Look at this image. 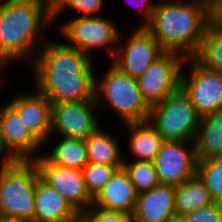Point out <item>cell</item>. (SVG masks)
<instances>
[{
    "label": "cell",
    "mask_w": 222,
    "mask_h": 222,
    "mask_svg": "<svg viewBox=\"0 0 222 222\" xmlns=\"http://www.w3.org/2000/svg\"><path fill=\"white\" fill-rule=\"evenodd\" d=\"M92 59L65 42L48 38L31 66L34 87L52 104L95 100Z\"/></svg>",
    "instance_id": "obj_1"
},
{
    "label": "cell",
    "mask_w": 222,
    "mask_h": 222,
    "mask_svg": "<svg viewBox=\"0 0 222 222\" xmlns=\"http://www.w3.org/2000/svg\"><path fill=\"white\" fill-rule=\"evenodd\" d=\"M213 16L203 0H159L144 28L165 52L194 57Z\"/></svg>",
    "instance_id": "obj_2"
},
{
    "label": "cell",
    "mask_w": 222,
    "mask_h": 222,
    "mask_svg": "<svg viewBox=\"0 0 222 222\" xmlns=\"http://www.w3.org/2000/svg\"><path fill=\"white\" fill-rule=\"evenodd\" d=\"M1 2L0 68L20 58L30 60L31 65L48 40L42 35L50 25H53L51 11L36 0H2Z\"/></svg>",
    "instance_id": "obj_3"
},
{
    "label": "cell",
    "mask_w": 222,
    "mask_h": 222,
    "mask_svg": "<svg viewBox=\"0 0 222 222\" xmlns=\"http://www.w3.org/2000/svg\"><path fill=\"white\" fill-rule=\"evenodd\" d=\"M39 178L34 161L1 162L0 216L34 222V195Z\"/></svg>",
    "instance_id": "obj_4"
},
{
    "label": "cell",
    "mask_w": 222,
    "mask_h": 222,
    "mask_svg": "<svg viewBox=\"0 0 222 222\" xmlns=\"http://www.w3.org/2000/svg\"><path fill=\"white\" fill-rule=\"evenodd\" d=\"M111 65L105 75L103 74V78L95 77L98 78L95 79L97 107H101L103 100L107 101L125 124L147 121L150 107L143 100L136 79L131 78L112 62Z\"/></svg>",
    "instance_id": "obj_5"
},
{
    "label": "cell",
    "mask_w": 222,
    "mask_h": 222,
    "mask_svg": "<svg viewBox=\"0 0 222 222\" xmlns=\"http://www.w3.org/2000/svg\"><path fill=\"white\" fill-rule=\"evenodd\" d=\"M148 121L165 141H194L200 117L180 87L150 108Z\"/></svg>",
    "instance_id": "obj_6"
},
{
    "label": "cell",
    "mask_w": 222,
    "mask_h": 222,
    "mask_svg": "<svg viewBox=\"0 0 222 222\" xmlns=\"http://www.w3.org/2000/svg\"><path fill=\"white\" fill-rule=\"evenodd\" d=\"M114 22L102 16L79 17L76 15L75 18L61 24L59 30L67 39L68 46L79 50L88 57H92V50L96 51L103 47L108 49L107 53L113 59L120 34V30Z\"/></svg>",
    "instance_id": "obj_7"
},
{
    "label": "cell",
    "mask_w": 222,
    "mask_h": 222,
    "mask_svg": "<svg viewBox=\"0 0 222 222\" xmlns=\"http://www.w3.org/2000/svg\"><path fill=\"white\" fill-rule=\"evenodd\" d=\"M185 59L178 53L164 52L136 79L142 98L150 108L180 88Z\"/></svg>",
    "instance_id": "obj_8"
},
{
    "label": "cell",
    "mask_w": 222,
    "mask_h": 222,
    "mask_svg": "<svg viewBox=\"0 0 222 222\" xmlns=\"http://www.w3.org/2000/svg\"><path fill=\"white\" fill-rule=\"evenodd\" d=\"M185 62L191 69L188 77L182 69L180 87L189 96L197 115L203 118L222 108V73L206 69L193 57Z\"/></svg>",
    "instance_id": "obj_9"
},
{
    "label": "cell",
    "mask_w": 222,
    "mask_h": 222,
    "mask_svg": "<svg viewBox=\"0 0 222 222\" xmlns=\"http://www.w3.org/2000/svg\"><path fill=\"white\" fill-rule=\"evenodd\" d=\"M197 162L194 141H165L153 160L160 185L173 187L196 175Z\"/></svg>",
    "instance_id": "obj_10"
},
{
    "label": "cell",
    "mask_w": 222,
    "mask_h": 222,
    "mask_svg": "<svg viewBox=\"0 0 222 222\" xmlns=\"http://www.w3.org/2000/svg\"><path fill=\"white\" fill-rule=\"evenodd\" d=\"M130 35L126 44L123 43L124 46L121 44L123 35L119 34L116 52L111 61L131 78L137 79L165 51L144 27L138 26Z\"/></svg>",
    "instance_id": "obj_11"
},
{
    "label": "cell",
    "mask_w": 222,
    "mask_h": 222,
    "mask_svg": "<svg viewBox=\"0 0 222 222\" xmlns=\"http://www.w3.org/2000/svg\"><path fill=\"white\" fill-rule=\"evenodd\" d=\"M34 163L40 178L62 195L79 215L92 206L93 199L86 190L82 170L53 165L41 154Z\"/></svg>",
    "instance_id": "obj_12"
},
{
    "label": "cell",
    "mask_w": 222,
    "mask_h": 222,
    "mask_svg": "<svg viewBox=\"0 0 222 222\" xmlns=\"http://www.w3.org/2000/svg\"><path fill=\"white\" fill-rule=\"evenodd\" d=\"M96 108L95 100L52 104L51 134L55 131L61 137L86 139L100 127Z\"/></svg>",
    "instance_id": "obj_13"
},
{
    "label": "cell",
    "mask_w": 222,
    "mask_h": 222,
    "mask_svg": "<svg viewBox=\"0 0 222 222\" xmlns=\"http://www.w3.org/2000/svg\"><path fill=\"white\" fill-rule=\"evenodd\" d=\"M3 162L34 161L43 146L28 130L19 114L6 102L1 105ZM38 151V152H37Z\"/></svg>",
    "instance_id": "obj_14"
},
{
    "label": "cell",
    "mask_w": 222,
    "mask_h": 222,
    "mask_svg": "<svg viewBox=\"0 0 222 222\" xmlns=\"http://www.w3.org/2000/svg\"><path fill=\"white\" fill-rule=\"evenodd\" d=\"M32 91L16 92L7 103L19 114L30 133L46 147L51 138L52 103L35 87Z\"/></svg>",
    "instance_id": "obj_15"
},
{
    "label": "cell",
    "mask_w": 222,
    "mask_h": 222,
    "mask_svg": "<svg viewBox=\"0 0 222 222\" xmlns=\"http://www.w3.org/2000/svg\"><path fill=\"white\" fill-rule=\"evenodd\" d=\"M175 214V187L159 185L137 194L133 222H166Z\"/></svg>",
    "instance_id": "obj_16"
},
{
    "label": "cell",
    "mask_w": 222,
    "mask_h": 222,
    "mask_svg": "<svg viewBox=\"0 0 222 222\" xmlns=\"http://www.w3.org/2000/svg\"><path fill=\"white\" fill-rule=\"evenodd\" d=\"M137 192L123 167L117 169L92 201V206L132 215Z\"/></svg>",
    "instance_id": "obj_17"
},
{
    "label": "cell",
    "mask_w": 222,
    "mask_h": 222,
    "mask_svg": "<svg viewBox=\"0 0 222 222\" xmlns=\"http://www.w3.org/2000/svg\"><path fill=\"white\" fill-rule=\"evenodd\" d=\"M34 222H80V215L66 199L41 178L35 187Z\"/></svg>",
    "instance_id": "obj_18"
},
{
    "label": "cell",
    "mask_w": 222,
    "mask_h": 222,
    "mask_svg": "<svg viewBox=\"0 0 222 222\" xmlns=\"http://www.w3.org/2000/svg\"><path fill=\"white\" fill-rule=\"evenodd\" d=\"M194 143L197 159L222 158V108L200 118Z\"/></svg>",
    "instance_id": "obj_19"
},
{
    "label": "cell",
    "mask_w": 222,
    "mask_h": 222,
    "mask_svg": "<svg viewBox=\"0 0 222 222\" xmlns=\"http://www.w3.org/2000/svg\"><path fill=\"white\" fill-rule=\"evenodd\" d=\"M129 137L130 152L134 161L153 162L156 154L165 142L163 136L149 123V121L125 124Z\"/></svg>",
    "instance_id": "obj_20"
},
{
    "label": "cell",
    "mask_w": 222,
    "mask_h": 222,
    "mask_svg": "<svg viewBox=\"0 0 222 222\" xmlns=\"http://www.w3.org/2000/svg\"><path fill=\"white\" fill-rule=\"evenodd\" d=\"M193 58L206 69L222 73V22L217 17L210 19Z\"/></svg>",
    "instance_id": "obj_21"
},
{
    "label": "cell",
    "mask_w": 222,
    "mask_h": 222,
    "mask_svg": "<svg viewBox=\"0 0 222 222\" xmlns=\"http://www.w3.org/2000/svg\"><path fill=\"white\" fill-rule=\"evenodd\" d=\"M99 127L85 139L88 163L122 166L123 155L118 140Z\"/></svg>",
    "instance_id": "obj_22"
},
{
    "label": "cell",
    "mask_w": 222,
    "mask_h": 222,
    "mask_svg": "<svg viewBox=\"0 0 222 222\" xmlns=\"http://www.w3.org/2000/svg\"><path fill=\"white\" fill-rule=\"evenodd\" d=\"M52 150L41 155L51 164L82 170L88 163L85 139L61 137Z\"/></svg>",
    "instance_id": "obj_23"
},
{
    "label": "cell",
    "mask_w": 222,
    "mask_h": 222,
    "mask_svg": "<svg viewBox=\"0 0 222 222\" xmlns=\"http://www.w3.org/2000/svg\"><path fill=\"white\" fill-rule=\"evenodd\" d=\"M214 202L203 181L196 174L175 187V214H185Z\"/></svg>",
    "instance_id": "obj_24"
},
{
    "label": "cell",
    "mask_w": 222,
    "mask_h": 222,
    "mask_svg": "<svg viewBox=\"0 0 222 222\" xmlns=\"http://www.w3.org/2000/svg\"><path fill=\"white\" fill-rule=\"evenodd\" d=\"M129 161L123 156L122 167L128 174L137 193L151 190L160 185L153 162Z\"/></svg>",
    "instance_id": "obj_25"
},
{
    "label": "cell",
    "mask_w": 222,
    "mask_h": 222,
    "mask_svg": "<svg viewBox=\"0 0 222 222\" xmlns=\"http://www.w3.org/2000/svg\"><path fill=\"white\" fill-rule=\"evenodd\" d=\"M196 174L214 202L222 203V158L198 159Z\"/></svg>",
    "instance_id": "obj_26"
},
{
    "label": "cell",
    "mask_w": 222,
    "mask_h": 222,
    "mask_svg": "<svg viewBox=\"0 0 222 222\" xmlns=\"http://www.w3.org/2000/svg\"><path fill=\"white\" fill-rule=\"evenodd\" d=\"M121 167L122 166L87 163L83 167L82 173L89 196L94 199L114 172Z\"/></svg>",
    "instance_id": "obj_27"
},
{
    "label": "cell",
    "mask_w": 222,
    "mask_h": 222,
    "mask_svg": "<svg viewBox=\"0 0 222 222\" xmlns=\"http://www.w3.org/2000/svg\"><path fill=\"white\" fill-rule=\"evenodd\" d=\"M104 0H60L51 10L52 23L63 12H68V8L80 13L79 17L102 16Z\"/></svg>",
    "instance_id": "obj_28"
},
{
    "label": "cell",
    "mask_w": 222,
    "mask_h": 222,
    "mask_svg": "<svg viewBox=\"0 0 222 222\" xmlns=\"http://www.w3.org/2000/svg\"><path fill=\"white\" fill-rule=\"evenodd\" d=\"M80 222H133L132 215L91 206L80 215Z\"/></svg>",
    "instance_id": "obj_29"
},
{
    "label": "cell",
    "mask_w": 222,
    "mask_h": 222,
    "mask_svg": "<svg viewBox=\"0 0 222 222\" xmlns=\"http://www.w3.org/2000/svg\"><path fill=\"white\" fill-rule=\"evenodd\" d=\"M186 222H222V203L211 204L185 214Z\"/></svg>",
    "instance_id": "obj_30"
},
{
    "label": "cell",
    "mask_w": 222,
    "mask_h": 222,
    "mask_svg": "<svg viewBox=\"0 0 222 222\" xmlns=\"http://www.w3.org/2000/svg\"><path fill=\"white\" fill-rule=\"evenodd\" d=\"M126 1L132 7H136L138 10H140L142 15L141 17L144 18V21L142 24H140V27H144L152 19L157 3H152L151 0H125V2Z\"/></svg>",
    "instance_id": "obj_31"
},
{
    "label": "cell",
    "mask_w": 222,
    "mask_h": 222,
    "mask_svg": "<svg viewBox=\"0 0 222 222\" xmlns=\"http://www.w3.org/2000/svg\"><path fill=\"white\" fill-rule=\"evenodd\" d=\"M212 16L217 17L222 12V0H203Z\"/></svg>",
    "instance_id": "obj_32"
},
{
    "label": "cell",
    "mask_w": 222,
    "mask_h": 222,
    "mask_svg": "<svg viewBox=\"0 0 222 222\" xmlns=\"http://www.w3.org/2000/svg\"><path fill=\"white\" fill-rule=\"evenodd\" d=\"M45 5L50 11L59 3L60 0H36Z\"/></svg>",
    "instance_id": "obj_33"
},
{
    "label": "cell",
    "mask_w": 222,
    "mask_h": 222,
    "mask_svg": "<svg viewBox=\"0 0 222 222\" xmlns=\"http://www.w3.org/2000/svg\"><path fill=\"white\" fill-rule=\"evenodd\" d=\"M0 162H3V144H2V132H1V105H0Z\"/></svg>",
    "instance_id": "obj_34"
},
{
    "label": "cell",
    "mask_w": 222,
    "mask_h": 222,
    "mask_svg": "<svg viewBox=\"0 0 222 222\" xmlns=\"http://www.w3.org/2000/svg\"><path fill=\"white\" fill-rule=\"evenodd\" d=\"M0 222H27V221L17 220V219H13V218H6V217L0 216Z\"/></svg>",
    "instance_id": "obj_35"
},
{
    "label": "cell",
    "mask_w": 222,
    "mask_h": 222,
    "mask_svg": "<svg viewBox=\"0 0 222 222\" xmlns=\"http://www.w3.org/2000/svg\"><path fill=\"white\" fill-rule=\"evenodd\" d=\"M166 222H186L183 216H174L169 221Z\"/></svg>",
    "instance_id": "obj_36"
},
{
    "label": "cell",
    "mask_w": 222,
    "mask_h": 222,
    "mask_svg": "<svg viewBox=\"0 0 222 222\" xmlns=\"http://www.w3.org/2000/svg\"><path fill=\"white\" fill-rule=\"evenodd\" d=\"M217 18L222 22V12L217 16Z\"/></svg>",
    "instance_id": "obj_37"
}]
</instances>
